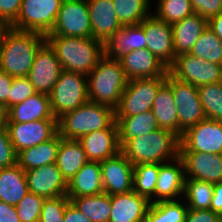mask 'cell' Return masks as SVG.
I'll return each mask as SVG.
<instances>
[{"label": "cell", "mask_w": 222, "mask_h": 222, "mask_svg": "<svg viewBox=\"0 0 222 222\" xmlns=\"http://www.w3.org/2000/svg\"><path fill=\"white\" fill-rule=\"evenodd\" d=\"M46 35L9 28L0 51V70L12 77L27 76Z\"/></svg>", "instance_id": "1"}, {"label": "cell", "mask_w": 222, "mask_h": 222, "mask_svg": "<svg viewBox=\"0 0 222 222\" xmlns=\"http://www.w3.org/2000/svg\"><path fill=\"white\" fill-rule=\"evenodd\" d=\"M180 140L167 129H157L127 140L120 152L133 164L166 163L179 156ZM166 161V162H165Z\"/></svg>", "instance_id": "2"}, {"label": "cell", "mask_w": 222, "mask_h": 222, "mask_svg": "<svg viewBox=\"0 0 222 222\" xmlns=\"http://www.w3.org/2000/svg\"><path fill=\"white\" fill-rule=\"evenodd\" d=\"M63 70L88 75L104 56L103 43L93 37L46 36Z\"/></svg>", "instance_id": "3"}, {"label": "cell", "mask_w": 222, "mask_h": 222, "mask_svg": "<svg viewBox=\"0 0 222 222\" xmlns=\"http://www.w3.org/2000/svg\"><path fill=\"white\" fill-rule=\"evenodd\" d=\"M88 97L98 103L116 109L128 79L119 60L103 56L87 75Z\"/></svg>", "instance_id": "4"}, {"label": "cell", "mask_w": 222, "mask_h": 222, "mask_svg": "<svg viewBox=\"0 0 222 222\" xmlns=\"http://www.w3.org/2000/svg\"><path fill=\"white\" fill-rule=\"evenodd\" d=\"M115 121L114 109L88 101L58 119V133L62 138L79 140L91 132L109 128Z\"/></svg>", "instance_id": "5"}, {"label": "cell", "mask_w": 222, "mask_h": 222, "mask_svg": "<svg viewBox=\"0 0 222 222\" xmlns=\"http://www.w3.org/2000/svg\"><path fill=\"white\" fill-rule=\"evenodd\" d=\"M53 116L58 120L65 113L77 109L89 101L87 76L62 70L49 94Z\"/></svg>", "instance_id": "6"}, {"label": "cell", "mask_w": 222, "mask_h": 222, "mask_svg": "<svg viewBox=\"0 0 222 222\" xmlns=\"http://www.w3.org/2000/svg\"><path fill=\"white\" fill-rule=\"evenodd\" d=\"M167 76L128 80L115 117H129L152 110V104L159 88L166 82Z\"/></svg>", "instance_id": "7"}, {"label": "cell", "mask_w": 222, "mask_h": 222, "mask_svg": "<svg viewBox=\"0 0 222 222\" xmlns=\"http://www.w3.org/2000/svg\"><path fill=\"white\" fill-rule=\"evenodd\" d=\"M63 0H22L11 28L47 35L53 28Z\"/></svg>", "instance_id": "8"}, {"label": "cell", "mask_w": 222, "mask_h": 222, "mask_svg": "<svg viewBox=\"0 0 222 222\" xmlns=\"http://www.w3.org/2000/svg\"><path fill=\"white\" fill-rule=\"evenodd\" d=\"M168 72L178 80L196 87L222 81V65L205 61L189 53L177 55Z\"/></svg>", "instance_id": "9"}, {"label": "cell", "mask_w": 222, "mask_h": 222, "mask_svg": "<svg viewBox=\"0 0 222 222\" xmlns=\"http://www.w3.org/2000/svg\"><path fill=\"white\" fill-rule=\"evenodd\" d=\"M46 36L92 37L87 0H63L55 24Z\"/></svg>", "instance_id": "10"}, {"label": "cell", "mask_w": 222, "mask_h": 222, "mask_svg": "<svg viewBox=\"0 0 222 222\" xmlns=\"http://www.w3.org/2000/svg\"><path fill=\"white\" fill-rule=\"evenodd\" d=\"M179 152L221 154L222 121L205 119L186 129L179 138Z\"/></svg>", "instance_id": "11"}, {"label": "cell", "mask_w": 222, "mask_h": 222, "mask_svg": "<svg viewBox=\"0 0 222 222\" xmlns=\"http://www.w3.org/2000/svg\"><path fill=\"white\" fill-rule=\"evenodd\" d=\"M166 83L171 87L178 111L179 125L185 131L206 119L198 88L167 73Z\"/></svg>", "instance_id": "12"}, {"label": "cell", "mask_w": 222, "mask_h": 222, "mask_svg": "<svg viewBox=\"0 0 222 222\" xmlns=\"http://www.w3.org/2000/svg\"><path fill=\"white\" fill-rule=\"evenodd\" d=\"M15 152L36 146L58 133L57 119H42L23 123H6Z\"/></svg>", "instance_id": "13"}, {"label": "cell", "mask_w": 222, "mask_h": 222, "mask_svg": "<svg viewBox=\"0 0 222 222\" xmlns=\"http://www.w3.org/2000/svg\"><path fill=\"white\" fill-rule=\"evenodd\" d=\"M62 70L55 50L46 41L37 51L27 77L36 93L49 95Z\"/></svg>", "instance_id": "14"}, {"label": "cell", "mask_w": 222, "mask_h": 222, "mask_svg": "<svg viewBox=\"0 0 222 222\" xmlns=\"http://www.w3.org/2000/svg\"><path fill=\"white\" fill-rule=\"evenodd\" d=\"M100 167L104 193L116 195L133 191L134 165L121 152L100 162Z\"/></svg>", "instance_id": "15"}, {"label": "cell", "mask_w": 222, "mask_h": 222, "mask_svg": "<svg viewBox=\"0 0 222 222\" xmlns=\"http://www.w3.org/2000/svg\"><path fill=\"white\" fill-rule=\"evenodd\" d=\"M146 34V48L168 68L175 61L172 25L157 19L153 14L140 24Z\"/></svg>", "instance_id": "16"}, {"label": "cell", "mask_w": 222, "mask_h": 222, "mask_svg": "<svg viewBox=\"0 0 222 222\" xmlns=\"http://www.w3.org/2000/svg\"><path fill=\"white\" fill-rule=\"evenodd\" d=\"M184 163L185 179H198L212 184L222 182V157L206 152H179Z\"/></svg>", "instance_id": "17"}, {"label": "cell", "mask_w": 222, "mask_h": 222, "mask_svg": "<svg viewBox=\"0 0 222 222\" xmlns=\"http://www.w3.org/2000/svg\"><path fill=\"white\" fill-rule=\"evenodd\" d=\"M28 191L45 198L66 195L67 182L56 163L25 171Z\"/></svg>", "instance_id": "18"}, {"label": "cell", "mask_w": 222, "mask_h": 222, "mask_svg": "<svg viewBox=\"0 0 222 222\" xmlns=\"http://www.w3.org/2000/svg\"><path fill=\"white\" fill-rule=\"evenodd\" d=\"M119 61L128 80L167 76L168 73V67L147 48L127 51Z\"/></svg>", "instance_id": "19"}, {"label": "cell", "mask_w": 222, "mask_h": 222, "mask_svg": "<svg viewBox=\"0 0 222 222\" xmlns=\"http://www.w3.org/2000/svg\"><path fill=\"white\" fill-rule=\"evenodd\" d=\"M88 161L102 162L120 152L118 126L115 121L109 128L91 132L79 139Z\"/></svg>", "instance_id": "20"}, {"label": "cell", "mask_w": 222, "mask_h": 222, "mask_svg": "<svg viewBox=\"0 0 222 222\" xmlns=\"http://www.w3.org/2000/svg\"><path fill=\"white\" fill-rule=\"evenodd\" d=\"M184 180V163L179 156L175 160L162 163L155 188V202L181 199L179 197L181 194L183 196Z\"/></svg>", "instance_id": "21"}, {"label": "cell", "mask_w": 222, "mask_h": 222, "mask_svg": "<svg viewBox=\"0 0 222 222\" xmlns=\"http://www.w3.org/2000/svg\"><path fill=\"white\" fill-rule=\"evenodd\" d=\"M92 37L103 44L116 31L122 29L112 0H87Z\"/></svg>", "instance_id": "22"}, {"label": "cell", "mask_w": 222, "mask_h": 222, "mask_svg": "<svg viewBox=\"0 0 222 222\" xmlns=\"http://www.w3.org/2000/svg\"><path fill=\"white\" fill-rule=\"evenodd\" d=\"M151 202L135 191L111 195V214L108 222H145Z\"/></svg>", "instance_id": "23"}, {"label": "cell", "mask_w": 222, "mask_h": 222, "mask_svg": "<svg viewBox=\"0 0 222 222\" xmlns=\"http://www.w3.org/2000/svg\"><path fill=\"white\" fill-rule=\"evenodd\" d=\"M146 40L144 28L140 24L123 26L103 44L104 56L110 60H120L127 51L146 48Z\"/></svg>", "instance_id": "24"}, {"label": "cell", "mask_w": 222, "mask_h": 222, "mask_svg": "<svg viewBox=\"0 0 222 222\" xmlns=\"http://www.w3.org/2000/svg\"><path fill=\"white\" fill-rule=\"evenodd\" d=\"M42 119L56 118L51 111L49 95L35 93L7 110L6 123H23Z\"/></svg>", "instance_id": "25"}, {"label": "cell", "mask_w": 222, "mask_h": 222, "mask_svg": "<svg viewBox=\"0 0 222 222\" xmlns=\"http://www.w3.org/2000/svg\"><path fill=\"white\" fill-rule=\"evenodd\" d=\"M104 193L100 162L88 161L67 183L66 195L75 197L95 196Z\"/></svg>", "instance_id": "26"}, {"label": "cell", "mask_w": 222, "mask_h": 222, "mask_svg": "<svg viewBox=\"0 0 222 222\" xmlns=\"http://www.w3.org/2000/svg\"><path fill=\"white\" fill-rule=\"evenodd\" d=\"M207 27V20L196 13L173 23L172 36L175 56L189 53Z\"/></svg>", "instance_id": "27"}, {"label": "cell", "mask_w": 222, "mask_h": 222, "mask_svg": "<svg viewBox=\"0 0 222 222\" xmlns=\"http://www.w3.org/2000/svg\"><path fill=\"white\" fill-rule=\"evenodd\" d=\"M152 111L155 115L158 127L172 131L179 138L184 130L179 125L178 111L172 94L171 87L165 82L158 90Z\"/></svg>", "instance_id": "28"}, {"label": "cell", "mask_w": 222, "mask_h": 222, "mask_svg": "<svg viewBox=\"0 0 222 222\" xmlns=\"http://www.w3.org/2000/svg\"><path fill=\"white\" fill-rule=\"evenodd\" d=\"M87 162L86 153L79 140L65 139L60 136L56 165L67 183Z\"/></svg>", "instance_id": "29"}, {"label": "cell", "mask_w": 222, "mask_h": 222, "mask_svg": "<svg viewBox=\"0 0 222 222\" xmlns=\"http://www.w3.org/2000/svg\"><path fill=\"white\" fill-rule=\"evenodd\" d=\"M28 192L25 171L17 163L0 169V201L16 206Z\"/></svg>", "instance_id": "30"}, {"label": "cell", "mask_w": 222, "mask_h": 222, "mask_svg": "<svg viewBox=\"0 0 222 222\" xmlns=\"http://www.w3.org/2000/svg\"><path fill=\"white\" fill-rule=\"evenodd\" d=\"M60 146V134L31 148L24 149L17 154V164L24 170L56 163Z\"/></svg>", "instance_id": "31"}, {"label": "cell", "mask_w": 222, "mask_h": 222, "mask_svg": "<svg viewBox=\"0 0 222 222\" xmlns=\"http://www.w3.org/2000/svg\"><path fill=\"white\" fill-rule=\"evenodd\" d=\"M118 126L120 147L129 139L159 129L152 110L129 117H115Z\"/></svg>", "instance_id": "32"}, {"label": "cell", "mask_w": 222, "mask_h": 222, "mask_svg": "<svg viewBox=\"0 0 222 222\" xmlns=\"http://www.w3.org/2000/svg\"><path fill=\"white\" fill-rule=\"evenodd\" d=\"M70 202L91 222H108L111 214V195L75 197Z\"/></svg>", "instance_id": "33"}, {"label": "cell", "mask_w": 222, "mask_h": 222, "mask_svg": "<svg viewBox=\"0 0 222 222\" xmlns=\"http://www.w3.org/2000/svg\"><path fill=\"white\" fill-rule=\"evenodd\" d=\"M160 163L134 165L133 191L155 203Z\"/></svg>", "instance_id": "34"}, {"label": "cell", "mask_w": 222, "mask_h": 222, "mask_svg": "<svg viewBox=\"0 0 222 222\" xmlns=\"http://www.w3.org/2000/svg\"><path fill=\"white\" fill-rule=\"evenodd\" d=\"M187 211L181 199L151 203L145 222H185Z\"/></svg>", "instance_id": "35"}, {"label": "cell", "mask_w": 222, "mask_h": 222, "mask_svg": "<svg viewBox=\"0 0 222 222\" xmlns=\"http://www.w3.org/2000/svg\"><path fill=\"white\" fill-rule=\"evenodd\" d=\"M115 13L123 26L139 25L152 13L151 0H112Z\"/></svg>", "instance_id": "36"}, {"label": "cell", "mask_w": 222, "mask_h": 222, "mask_svg": "<svg viewBox=\"0 0 222 222\" xmlns=\"http://www.w3.org/2000/svg\"><path fill=\"white\" fill-rule=\"evenodd\" d=\"M213 192L214 184L212 183L198 179L184 180V201L190 209H210Z\"/></svg>", "instance_id": "37"}, {"label": "cell", "mask_w": 222, "mask_h": 222, "mask_svg": "<svg viewBox=\"0 0 222 222\" xmlns=\"http://www.w3.org/2000/svg\"><path fill=\"white\" fill-rule=\"evenodd\" d=\"M189 54L222 65V40L207 27L199 36Z\"/></svg>", "instance_id": "38"}, {"label": "cell", "mask_w": 222, "mask_h": 222, "mask_svg": "<svg viewBox=\"0 0 222 222\" xmlns=\"http://www.w3.org/2000/svg\"><path fill=\"white\" fill-rule=\"evenodd\" d=\"M197 88L206 119L222 121V81Z\"/></svg>", "instance_id": "39"}, {"label": "cell", "mask_w": 222, "mask_h": 222, "mask_svg": "<svg viewBox=\"0 0 222 222\" xmlns=\"http://www.w3.org/2000/svg\"><path fill=\"white\" fill-rule=\"evenodd\" d=\"M156 7L152 14L171 25L194 14L190 0H158Z\"/></svg>", "instance_id": "40"}, {"label": "cell", "mask_w": 222, "mask_h": 222, "mask_svg": "<svg viewBox=\"0 0 222 222\" xmlns=\"http://www.w3.org/2000/svg\"><path fill=\"white\" fill-rule=\"evenodd\" d=\"M45 197L28 192L15 206L20 222H39Z\"/></svg>", "instance_id": "41"}, {"label": "cell", "mask_w": 222, "mask_h": 222, "mask_svg": "<svg viewBox=\"0 0 222 222\" xmlns=\"http://www.w3.org/2000/svg\"><path fill=\"white\" fill-rule=\"evenodd\" d=\"M69 202L67 195L45 198L39 222H64L65 208Z\"/></svg>", "instance_id": "42"}, {"label": "cell", "mask_w": 222, "mask_h": 222, "mask_svg": "<svg viewBox=\"0 0 222 222\" xmlns=\"http://www.w3.org/2000/svg\"><path fill=\"white\" fill-rule=\"evenodd\" d=\"M36 91L29 81L27 76L13 77V82L10 90V107L25 101L30 96L34 95Z\"/></svg>", "instance_id": "43"}, {"label": "cell", "mask_w": 222, "mask_h": 222, "mask_svg": "<svg viewBox=\"0 0 222 222\" xmlns=\"http://www.w3.org/2000/svg\"><path fill=\"white\" fill-rule=\"evenodd\" d=\"M17 163V153L10 140L9 132L4 129L0 132V169Z\"/></svg>", "instance_id": "44"}, {"label": "cell", "mask_w": 222, "mask_h": 222, "mask_svg": "<svg viewBox=\"0 0 222 222\" xmlns=\"http://www.w3.org/2000/svg\"><path fill=\"white\" fill-rule=\"evenodd\" d=\"M194 13L207 21L222 13V0H190Z\"/></svg>", "instance_id": "45"}, {"label": "cell", "mask_w": 222, "mask_h": 222, "mask_svg": "<svg viewBox=\"0 0 222 222\" xmlns=\"http://www.w3.org/2000/svg\"><path fill=\"white\" fill-rule=\"evenodd\" d=\"M22 0H0V18L11 24L18 16Z\"/></svg>", "instance_id": "46"}, {"label": "cell", "mask_w": 222, "mask_h": 222, "mask_svg": "<svg viewBox=\"0 0 222 222\" xmlns=\"http://www.w3.org/2000/svg\"><path fill=\"white\" fill-rule=\"evenodd\" d=\"M185 222H222V216L210 209L195 210L188 208Z\"/></svg>", "instance_id": "47"}, {"label": "cell", "mask_w": 222, "mask_h": 222, "mask_svg": "<svg viewBox=\"0 0 222 222\" xmlns=\"http://www.w3.org/2000/svg\"><path fill=\"white\" fill-rule=\"evenodd\" d=\"M13 77L0 70V106L6 111L10 108V90Z\"/></svg>", "instance_id": "48"}, {"label": "cell", "mask_w": 222, "mask_h": 222, "mask_svg": "<svg viewBox=\"0 0 222 222\" xmlns=\"http://www.w3.org/2000/svg\"><path fill=\"white\" fill-rule=\"evenodd\" d=\"M0 222H20L15 206L0 201Z\"/></svg>", "instance_id": "49"}, {"label": "cell", "mask_w": 222, "mask_h": 222, "mask_svg": "<svg viewBox=\"0 0 222 222\" xmlns=\"http://www.w3.org/2000/svg\"><path fill=\"white\" fill-rule=\"evenodd\" d=\"M64 222H91L82 212L71 202L65 208Z\"/></svg>", "instance_id": "50"}, {"label": "cell", "mask_w": 222, "mask_h": 222, "mask_svg": "<svg viewBox=\"0 0 222 222\" xmlns=\"http://www.w3.org/2000/svg\"><path fill=\"white\" fill-rule=\"evenodd\" d=\"M210 210L222 216V182L214 184V192H213Z\"/></svg>", "instance_id": "51"}, {"label": "cell", "mask_w": 222, "mask_h": 222, "mask_svg": "<svg viewBox=\"0 0 222 222\" xmlns=\"http://www.w3.org/2000/svg\"><path fill=\"white\" fill-rule=\"evenodd\" d=\"M208 28L212 30L215 35L222 40V13L210 18L207 21Z\"/></svg>", "instance_id": "52"}, {"label": "cell", "mask_w": 222, "mask_h": 222, "mask_svg": "<svg viewBox=\"0 0 222 222\" xmlns=\"http://www.w3.org/2000/svg\"><path fill=\"white\" fill-rule=\"evenodd\" d=\"M10 27H11L10 24H8L7 22H5L4 20H2L0 18V51H1V47H2V43H3V39L5 37V34Z\"/></svg>", "instance_id": "53"}, {"label": "cell", "mask_w": 222, "mask_h": 222, "mask_svg": "<svg viewBox=\"0 0 222 222\" xmlns=\"http://www.w3.org/2000/svg\"><path fill=\"white\" fill-rule=\"evenodd\" d=\"M7 111L0 106V132L6 129Z\"/></svg>", "instance_id": "54"}]
</instances>
